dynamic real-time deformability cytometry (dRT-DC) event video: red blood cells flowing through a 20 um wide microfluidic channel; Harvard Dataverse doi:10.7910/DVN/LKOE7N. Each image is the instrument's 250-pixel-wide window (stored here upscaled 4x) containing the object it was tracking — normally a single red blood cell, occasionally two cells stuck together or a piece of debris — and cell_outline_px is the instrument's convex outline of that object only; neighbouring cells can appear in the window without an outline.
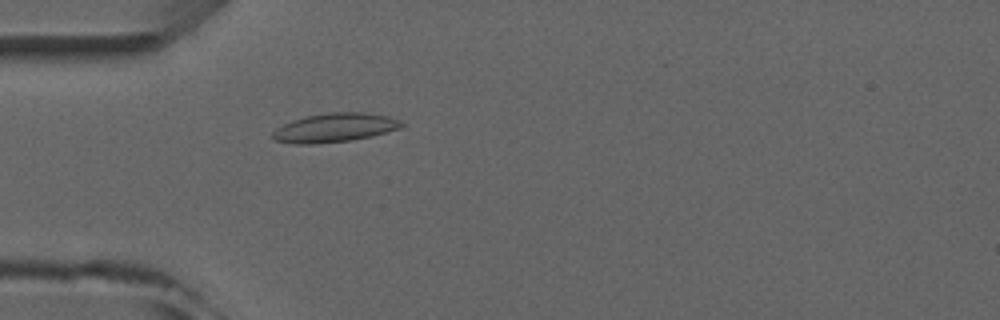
{"species": "common noctule bat (a hibernating species)", "species_latin": "Nyctalus noctula", "temperature_condition": "room temperature", "stored_images_in_passage": 3, "camera_frame_rate_fps": 3000, "um_per_image_px": 0.085, "animal": {"sex": "male", "forearm_length_mm": 52.5}, "frame": {"image": 1, "passage_image": 3, "time_ms": 2.333, "image_size_px": [1000, 320], "cell_outline_px": [[408, 124], [400, 128], [372, 136], [352, 140], [312, 144], [292, 144], [276, 140], [272, 136], [272, 132], [276, 128], [292, 120], [304, 116], [328, 112], [364, 112], [388, 116], [400, 120]], "centroid_in_image_um": [28.47, 10.84], "position_along_channel_um": 56.5, "area_um2": 21.91}}